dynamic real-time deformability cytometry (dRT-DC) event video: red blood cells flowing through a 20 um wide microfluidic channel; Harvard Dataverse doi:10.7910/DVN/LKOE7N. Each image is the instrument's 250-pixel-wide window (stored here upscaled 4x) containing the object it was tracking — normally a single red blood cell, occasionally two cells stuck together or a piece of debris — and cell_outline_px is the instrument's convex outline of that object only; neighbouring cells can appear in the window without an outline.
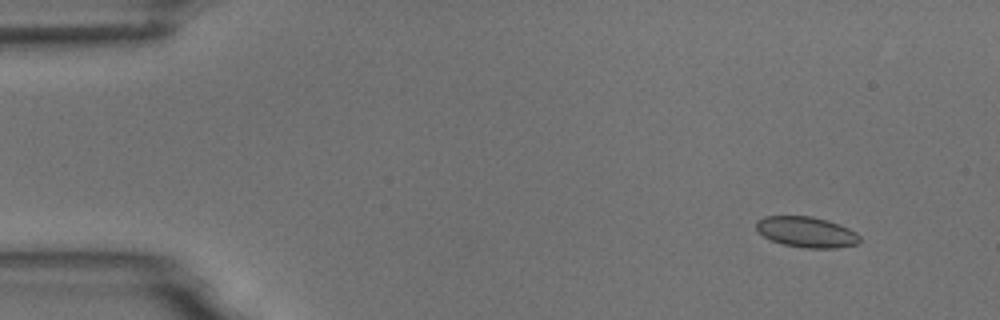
{"species": "common noctule bat (a hibernating species)", "species_latin": "Nyctalus noctula", "temperature_condition": "room temperature", "stored_images_in_passage": 6, "camera_frame_rate_fps": 3000, "um_per_image_px": 0.085, "animal": {"sex": "male", "body_mass_g": 18.8}, "frame": {"image": 1, "passage_image": 2, "time_ms": 1.0, "image_size_px": [1000, 320], "cell_outline_px": [[860, 240], [856, 244], [836, 248], [804, 248], [784, 244], [772, 240], [764, 236], [756, 228], [756, 220], [764, 216], [812, 216], [828, 220], [840, 224], [856, 232], [860, 236]], "centroid_in_image_um": [68.56, 19.71], "position_along_channel_um": 16.4, "area_um2": 18.5}}
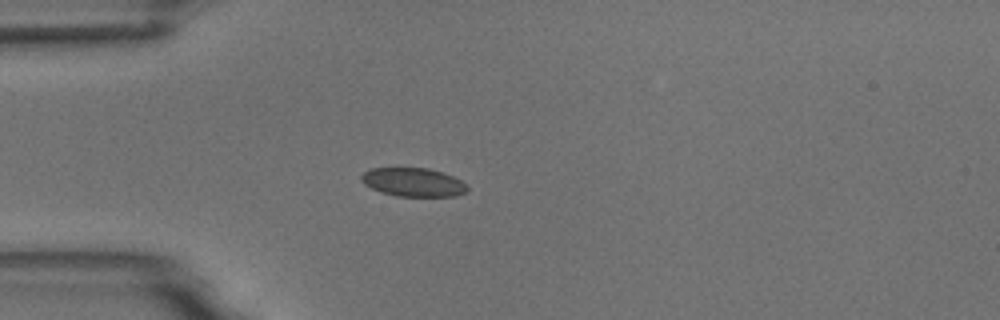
{"frame": {"image": 2, "passage_image": 4, "time_ms": 4.333, "image_size_px": [1000, 320], "cell_outline_px": [[468, 192], [456, 196], [396, 196], [380, 192], [364, 184], [360, 180], [360, 176], [364, 172], [372, 168], [428, 168], [452, 176], [468, 184]], "centroid_in_image_um": [35.13, 15.49], "position_along_channel_um": 49.9, "area_um2": 17.74}}